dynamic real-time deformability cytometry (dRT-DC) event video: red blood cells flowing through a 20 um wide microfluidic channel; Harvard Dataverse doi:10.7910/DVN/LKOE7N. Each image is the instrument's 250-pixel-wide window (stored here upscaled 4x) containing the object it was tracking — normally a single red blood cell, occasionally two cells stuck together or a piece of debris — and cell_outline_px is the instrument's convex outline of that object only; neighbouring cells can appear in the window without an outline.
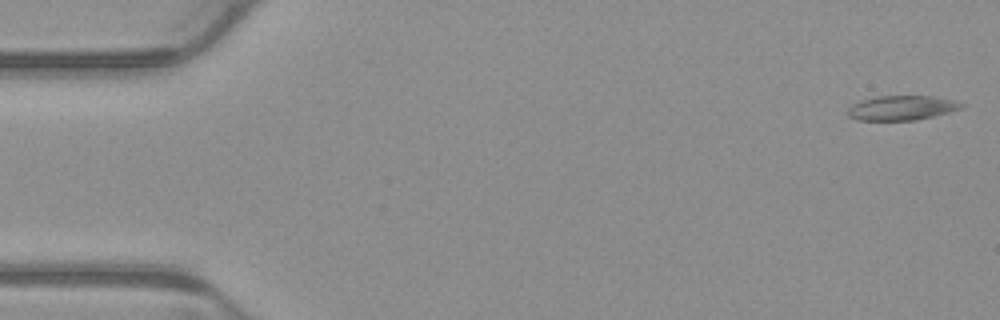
{"species": "common noctule bat (a hibernating species)", "species_latin": "Nyctalus noctula", "temperature_condition": "warm", "stored_images_in_passage": 6, "camera_frame_rate_fps": 3000, "um_per_image_px": 0.085, "animal": {"sex": "male", "body_mass_g": 23.1, "forearm_length_mm": 52.7}, "frame": {"image": 1, "passage_image": 1, "time_ms": 0.0, "image_size_px": [1000, 320], "cell_outline_px": [[968, 104], [964, 108], [916, 120], [856, 120], [848, 116], [848, 108], [852, 104], [860, 100], [876, 96], [932, 96], [956, 100]], "centroid_in_image_um": [76.68, 9.16], "position_along_channel_um": 8.3, "area_um2": 16.47}}
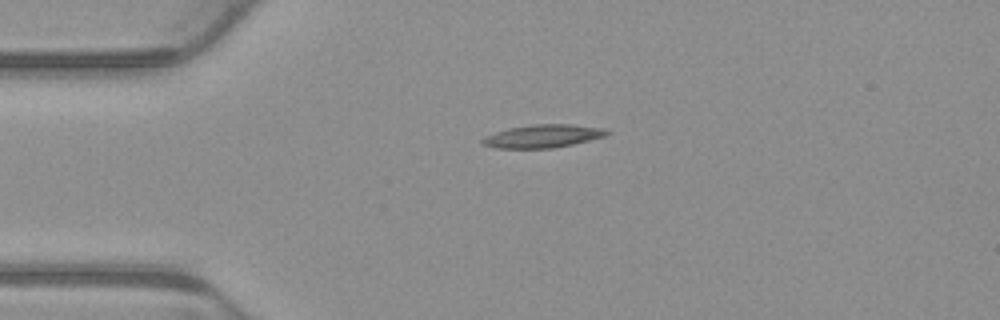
{"frame": {"image": 2, "passage_image": 4, "time_ms": 1.0, "image_size_px": [1000, 320], "cell_outline_px": [[612, 132], [604, 136], [572, 144], [552, 148], [496, 148], [484, 144], [480, 140], [496, 132], [508, 128], [532, 124], [572, 124], [604, 128]], "centroid_in_image_um": [46.18, 11.56], "position_along_channel_um": 38.8, "area_um2": 16.53}}
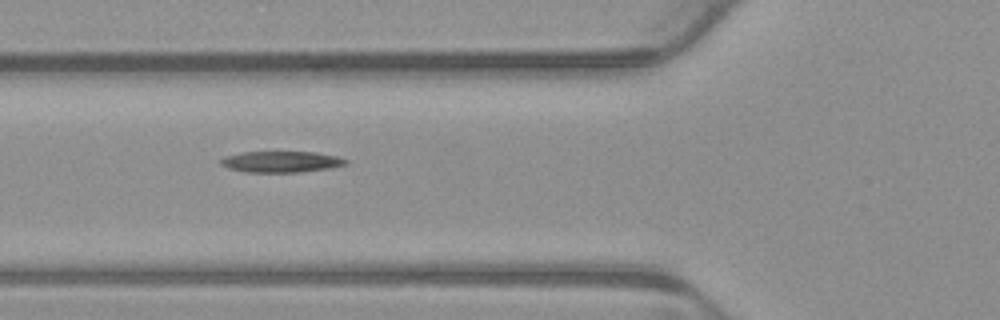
{"frame": {"image": 3, "passage_image": 6, "time_ms": 1.667, "image_size_px": [1000, 320], "cell_outline_px": [[348, 164], [328, 168], [300, 172], [244, 172], [228, 168], [220, 164], [220, 160], [224, 156], [244, 152], [316, 152], [336, 156], [348, 160]], "centroid_in_image_um": [23.88, 13.75], "position_along_channel_um": 101.9, "area_um2": 15.37}}